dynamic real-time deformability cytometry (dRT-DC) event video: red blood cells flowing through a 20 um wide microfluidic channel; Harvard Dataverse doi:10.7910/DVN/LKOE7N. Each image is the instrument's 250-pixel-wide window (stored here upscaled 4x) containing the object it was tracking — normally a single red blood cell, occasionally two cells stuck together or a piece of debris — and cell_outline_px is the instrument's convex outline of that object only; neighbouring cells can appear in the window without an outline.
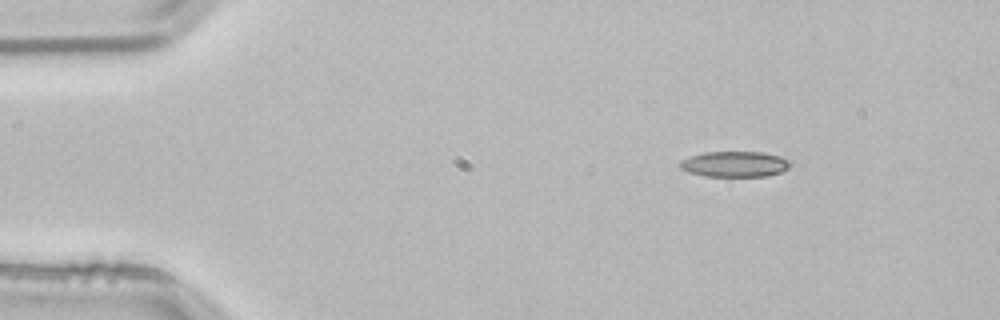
{"species": "common noctule bat (a hibernating species)", "species_latin": "Nyctalus noctula", "temperature_condition": "room temperature", "stored_images_in_passage": 3, "segment_of_instrument_passage": [2, 2], "camera_frame_rate_fps": 3000, "um_per_image_px": 0.085, "animal": {"sex": "male", "body_mass_g": 21.5, "forearm_length_mm": 52.0}, "frame": {"image": 1, "passage_image": 3, "time_ms": 0.667, "image_size_px": [1000, 320], "cell_outline_px": [[792, 164], [788, 168], [780, 172], [768, 176], [704, 176], [688, 172], [680, 168], [680, 160], [704, 152], [764, 152], [780, 156], [788, 160]], "centroid_in_image_um": [62.46, 13.95], "position_along_channel_um": 22.5, "area_um2": 16.47}}